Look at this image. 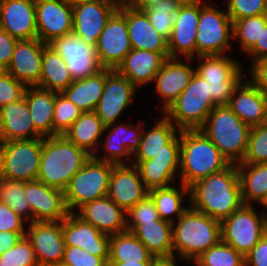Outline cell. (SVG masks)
Segmentation results:
<instances>
[{"mask_svg": "<svg viewBox=\"0 0 267 266\" xmlns=\"http://www.w3.org/2000/svg\"><path fill=\"white\" fill-rule=\"evenodd\" d=\"M189 206L222 222L242 205L237 165L230 163L189 187Z\"/></svg>", "mask_w": 267, "mask_h": 266, "instance_id": "cell-1", "label": "cell"}, {"mask_svg": "<svg viewBox=\"0 0 267 266\" xmlns=\"http://www.w3.org/2000/svg\"><path fill=\"white\" fill-rule=\"evenodd\" d=\"M90 157L64 135L43 137L37 180L64 191Z\"/></svg>", "mask_w": 267, "mask_h": 266, "instance_id": "cell-2", "label": "cell"}, {"mask_svg": "<svg viewBox=\"0 0 267 266\" xmlns=\"http://www.w3.org/2000/svg\"><path fill=\"white\" fill-rule=\"evenodd\" d=\"M230 162L201 129L180 131V182L188 188Z\"/></svg>", "mask_w": 267, "mask_h": 266, "instance_id": "cell-3", "label": "cell"}, {"mask_svg": "<svg viewBox=\"0 0 267 266\" xmlns=\"http://www.w3.org/2000/svg\"><path fill=\"white\" fill-rule=\"evenodd\" d=\"M173 255L193 262L222 240L221 222L189 208L172 224Z\"/></svg>", "mask_w": 267, "mask_h": 266, "instance_id": "cell-4", "label": "cell"}, {"mask_svg": "<svg viewBox=\"0 0 267 266\" xmlns=\"http://www.w3.org/2000/svg\"><path fill=\"white\" fill-rule=\"evenodd\" d=\"M201 130L230 163L242 162L251 127L227 105H216Z\"/></svg>", "mask_w": 267, "mask_h": 266, "instance_id": "cell-5", "label": "cell"}, {"mask_svg": "<svg viewBox=\"0 0 267 266\" xmlns=\"http://www.w3.org/2000/svg\"><path fill=\"white\" fill-rule=\"evenodd\" d=\"M216 104L212 101L209 83L196 73L187 88L164 112V115L181 130L201 129Z\"/></svg>", "mask_w": 267, "mask_h": 266, "instance_id": "cell-6", "label": "cell"}, {"mask_svg": "<svg viewBox=\"0 0 267 266\" xmlns=\"http://www.w3.org/2000/svg\"><path fill=\"white\" fill-rule=\"evenodd\" d=\"M115 164L91 156L72 177L64 190L69 212L83 204L108 195L110 177Z\"/></svg>", "mask_w": 267, "mask_h": 266, "instance_id": "cell-7", "label": "cell"}, {"mask_svg": "<svg viewBox=\"0 0 267 266\" xmlns=\"http://www.w3.org/2000/svg\"><path fill=\"white\" fill-rule=\"evenodd\" d=\"M42 138L0 143L2 177L17 181H34L40 168Z\"/></svg>", "mask_w": 267, "mask_h": 266, "instance_id": "cell-8", "label": "cell"}, {"mask_svg": "<svg viewBox=\"0 0 267 266\" xmlns=\"http://www.w3.org/2000/svg\"><path fill=\"white\" fill-rule=\"evenodd\" d=\"M195 73L209 83L212 101L227 105L234 89L243 80V68L238 61L226 55L198 56Z\"/></svg>", "mask_w": 267, "mask_h": 266, "instance_id": "cell-9", "label": "cell"}, {"mask_svg": "<svg viewBox=\"0 0 267 266\" xmlns=\"http://www.w3.org/2000/svg\"><path fill=\"white\" fill-rule=\"evenodd\" d=\"M233 22L227 12L210 4H200V17L197 26V57L224 55L231 48Z\"/></svg>", "mask_w": 267, "mask_h": 266, "instance_id": "cell-10", "label": "cell"}, {"mask_svg": "<svg viewBox=\"0 0 267 266\" xmlns=\"http://www.w3.org/2000/svg\"><path fill=\"white\" fill-rule=\"evenodd\" d=\"M254 205H242L221 222L222 241L244 257L266 234L265 213L257 214Z\"/></svg>", "mask_w": 267, "mask_h": 266, "instance_id": "cell-11", "label": "cell"}, {"mask_svg": "<svg viewBox=\"0 0 267 266\" xmlns=\"http://www.w3.org/2000/svg\"><path fill=\"white\" fill-rule=\"evenodd\" d=\"M47 45L65 60L73 81L93 76L103 69L96 45L84 43L74 32L55 38Z\"/></svg>", "mask_w": 267, "mask_h": 266, "instance_id": "cell-12", "label": "cell"}, {"mask_svg": "<svg viewBox=\"0 0 267 266\" xmlns=\"http://www.w3.org/2000/svg\"><path fill=\"white\" fill-rule=\"evenodd\" d=\"M97 56L104 69L115 70L132 50L125 16L116 10L108 19L96 44Z\"/></svg>", "mask_w": 267, "mask_h": 266, "instance_id": "cell-13", "label": "cell"}, {"mask_svg": "<svg viewBox=\"0 0 267 266\" xmlns=\"http://www.w3.org/2000/svg\"><path fill=\"white\" fill-rule=\"evenodd\" d=\"M137 88L116 69L106 76L103 94L95 108V113L107 128L116 123L135 97Z\"/></svg>", "mask_w": 267, "mask_h": 266, "instance_id": "cell-14", "label": "cell"}, {"mask_svg": "<svg viewBox=\"0 0 267 266\" xmlns=\"http://www.w3.org/2000/svg\"><path fill=\"white\" fill-rule=\"evenodd\" d=\"M25 236L33 247L39 266L62 262L65 250L62 221L30 222Z\"/></svg>", "mask_w": 267, "mask_h": 266, "instance_id": "cell-15", "label": "cell"}, {"mask_svg": "<svg viewBox=\"0 0 267 266\" xmlns=\"http://www.w3.org/2000/svg\"><path fill=\"white\" fill-rule=\"evenodd\" d=\"M37 38L44 44L73 32V6L69 0H35Z\"/></svg>", "mask_w": 267, "mask_h": 266, "instance_id": "cell-16", "label": "cell"}, {"mask_svg": "<svg viewBox=\"0 0 267 266\" xmlns=\"http://www.w3.org/2000/svg\"><path fill=\"white\" fill-rule=\"evenodd\" d=\"M200 17V4H180L175 21L168 51L170 58H182L193 61L197 57L196 34Z\"/></svg>", "mask_w": 267, "mask_h": 266, "instance_id": "cell-17", "label": "cell"}, {"mask_svg": "<svg viewBox=\"0 0 267 266\" xmlns=\"http://www.w3.org/2000/svg\"><path fill=\"white\" fill-rule=\"evenodd\" d=\"M25 195L33 221H62L69 215L64 191L39 180L25 182Z\"/></svg>", "mask_w": 267, "mask_h": 266, "instance_id": "cell-18", "label": "cell"}, {"mask_svg": "<svg viewBox=\"0 0 267 266\" xmlns=\"http://www.w3.org/2000/svg\"><path fill=\"white\" fill-rule=\"evenodd\" d=\"M148 195L135 165H114L110 177L108 197L126 213Z\"/></svg>", "mask_w": 267, "mask_h": 266, "instance_id": "cell-19", "label": "cell"}, {"mask_svg": "<svg viewBox=\"0 0 267 266\" xmlns=\"http://www.w3.org/2000/svg\"><path fill=\"white\" fill-rule=\"evenodd\" d=\"M65 246H76L109 260L110 236L83 221L74 212L62 220Z\"/></svg>", "mask_w": 267, "mask_h": 266, "instance_id": "cell-20", "label": "cell"}, {"mask_svg": "<svg viewBox=\"0 0 267 266\" xmlns=\"http://www.w3.org/2000/svg\"><path fill=\"white\" fill-rule=\"evenodd\" d=\"M46 45L39 38L18 40L7 73L26 87H39L43 50Z\"/></svg>", "mask_w": 267, "mask_h": 266, "instance_id": "cell-21", "label": "cell"}, {"mask_svg": "<svg viewBox=\"0 0 267 266\" xmlns=\"http://www.w3.org/2000/svg\"><path fill=\"white\" fill-rule=\"evenodd\" d=\"M0 28L18 40L37 38L35 0H0Z\"/></svg>", "mask_w": 267, "mask_h": 266, "instance_id": "cell-22", "label": "cell"}, {"mask_svg": "<svg viewBox=\"0 0 267 266\" xmlns=\"http://www.w3.org/2000/svg\"><path fill=\"white\" fill-rule=\"evenodd\" d=\"M118 10L126 18L132 49L160 52L166 59L170 58L168 41L155 30L143 10L125 4Z\"/></svg>", "mask_w": 267, "mask_h": 266, "instance_id": "cell-23", "label": "cell"}, {"mask_svg": "<svg viewBox=\"0 0 267 266\" xmlns=\"http://www.w3.org/2000/svg\"><path fill=\"white\" fill-rule=\"evenodd\" d=\"M74 213L109 236L127 231L126 212L108 196L87 202Z\"/></svg>", "mask_w": 267, "mask_h": 266, "instance_id": "cell-24", "label": "cell"}, {"mask_svg": "<svg viewBox=\"0 0 267 266\" xmlns=\"http://www.w3.org/2000/svg\"><path fill=\"white\" fill-rule=\"evenodd\" d=\"M182 58H167L157 72L153 82L156 91L161 97L163 106L162 113L179 97L187 88L195 68H191L189 63H183Z\"/></svg>", "mask_w": 267, "mask_h": 266, "instance_id": "cell-25", "label": "cell"}, {"mask_svg": "<svg viewBox=\"0 0 267 266\" xmlns=\"http://www.w3.org/2000/svg\"><path fill=\"white\" fill-rule=\"evenodd\" d=\"M116 124L114 123L108 126L103 131V135L108 132L105 135V142L102 145L104 146L105 153L101 157L100 155H93V157L97 160L120 165L125 164L124 159L133 156L139 149L143 129L139 128V124L136 127H133L134 125L131 123L130 125H123V123Z\"/></svg>", "mask_w": 267, "mask_h": 266, "instance_id": "cell-26", "label": "cell"}, {"mask_svg": "<svg viewBox=\"0 0 267 266\" xmlns=\"http://www.w3.org/2000/svg\"><path fill=\"white\" fill-rule=\"evenodd\" d=\"M73 6V32L84 43L96 45L108 19L122 5L80 3Z\"/></svg>", "mask_w": 267, "mask_h": 266, "instance_id": "cell-27", "label": "cell"}, {"mask_svg": "<svg viewBox=\"0 0 267 266\" xmlns=\"http://www.w3.org/2000/svg\"><path fill=\"white\" fill-rule=\"evenodd\" d=\"M160 151H180V131L164 114L152 128L142 131L139 149L132 157L135 163H143Z\"/></svg>", "mask_w": 267, "mask_h": 266, "instance_id": "cell-28", "label": "cell"}, {"mask_svg": "<svg viewBox=\"0 0 267 266\" xmlns=\"http://www.w3.org/2000/svg\"><path fill=\"white\" fill-rule=\"evenodd\" d=\"M43 138L34 128L24 96L0 108V143Z\"/></svg>", "mask_w": 267, "mask_h": 266, "instance_id": "cell-29", "label": "cell"}, {"mask_svg": "<svg viewBox=\"0 0 267 266\" xmlns=\"http://www.w3.org/2000/svg\"><path fill=\"white\" fill-rule=\"evenodd\" d=\"M266 100L267 97L247 79L234 89L227 106L252 128L265 122Z\"/></svg>", "mask_w": 267, "mask_h": 266, "instance_id": "cell-30", "label": "cell"}, {"mask_svg": "<svg viewBox=\"0 0 267 266\" xmlns=\"http://www.w3.org/2000/svg\"><path fill=\"white\" fill-rule=\"evenodd\" d=\"M133 165L148 190L169 187L176 181V175L179 176L180 151H160L151 160Z\"/></svg>", "mask_w": 267, "mask_h": 266, "instance_id": "cell-31", "label": "cell"}, {"mask_svg": "<svg viewBox=\"0 0 267 266\" xmlns=\"http://www.w3.org/2000/svg\"><path fill=\"white\" fill-rule=\"evenodd\" d=\"M165 60L160 52L132 49L116 70L138 89L154 81Z\"/></svg>", "mask_w": 267, "mask_h": 266, "instance_id": "cell-32", "label": "cell"}, {"mask_svg": "<svg viewBox=\"0 0 267 266\" xmlns=\"http://www.w3.org/2000/svg\"><path fill=\"white\" fill-rule=\"evenodd\" d=\"M24 98L35 130L42 137L53 136L55 92L38 86H28Z\"/></svg>", "mask_w": 267, "mask_h": 266, "instance_id": "cell-33", "label": "cell"}, {"mask_svg": "<svg viewBox=\"0 0 267 266\" xmlns=\"http://www.w3.org/2000/svg\"><path fill=\"white\" fill-rule=\"evenodd\" d=\"M112 69H101L93 76L74 80L62 94L83 112L95 111L103 94L106 76Z\"/></svg>", "mask_w": 267, "mask_h": 266, "instance_id": "cell-34", "label": "cell"}, {"mask_svg": "<svg viewBox=\"0 0 267 266\" xmlns=\"http://www.w3.org/2000/svg\"><path fill=\"white\" fill-rule=\"evenodd\" d=\"M105 127L95 111L82 112L79 118L64 132V136L89 155H96ZM99 142V144H98ZM96 148V150H95ZM92 149V150H91Z\"/></svg>", "mask_w": 267, "mask_h": 266, "instance_id": "cell-35", "label": "cell"}, {"mask_svg": "<svg viewBox=\"0 0 267 266\" xmlns=\"http://www.w3.org/2000/svg\"><path fill=\"white\" fill-rule=\"evenodd\" d=\"M131 233L140 240L154 256L173 255L172 224L165 220L139 223Z\"/></svg>", "mask_w": 267, "mask_h": 266, "instance_id": "cell-36", "label": "cell"}, {"mask_svg": "<svg viewBox=\"0 0 267 266\" xmlns=\"http://www.w3.org/2000/svg\"><path fill=\"white\" fill-rule=\"evenodd\" d=\"M237 170L241 186V198L244 205H252L253 201L261 206L267 200V163H238Z\"/></svg>", "mask_w": 267, "mask_h": 266, "instance_id": "cell-37", "label": "cell"}, {"mask_svg": "<svg viewBox=\"0 0 267 266\" xmlns=\"http://www.w3.org/2000/svg\"><path fill=\"white\" fill-rule=\"evenodd\" d=\"M73 82L65 60L48 45L44 47L39 87L62 93Z\"/></svg>", "mask_w": 267, "mask_h": 266, "instance_id": "cell-38", "label": "cell"}, {"mask_svg": "<svg viewBox=\"0 0 267 266\" xmlns=\"http://www.w3.org/2000/svg\"><path fill=\"white\" fill-rule=\"evenodd\" d=\"M180 189L174 185L169 187L153 188L148 190V195L153 200L159 217L162 220L173 224L176 220L189 208V206H183L182 202L185 196L189 197V188L183 183L180 185Z\"/></svg>", "mask_w": 267, "mask_h": 266, "instance_id": "cell-39", "label": "cell"}, {"mask_svg": "<svg viewBox=\"0 0 267 266\" xmlns=\"http://www.w3.org/2000/svg\"><path fill=\"white\" fill-rule=\"evenodd\" d=\"M154 256L131 232L110 236L108 262H152Z\"/></svg>", "mask_w": 267, "mask_h": 266, "instance_id": "cell-40", "label": "cell"}, {"mask_svg": "<svg viewBox=\"0 0 267 266\" xmlns=\"http://www.w3.org/2000/svg\"><path fill=\"white\" fill-rule=\"evenodd\" d=\"M0 201L8 205L16 214L32 222L30 204L25 195V182L2 178L0 183Z\"/></svg>", "mask_w": 267, "mask_h": 266, "instance_id": "cell-41", "label": "cell"}, {"mask_svg": "<svg viewBox=\"0 0 267 266\" xmlns=\"http://www.w3.org/2000/svg\"><path fill=\"white\" fill-rule=\"evenodd\" d=\"M179 6L180 3L177 0H163L143 10L155 30L167 41L170 39Z\"/></svg>", "mask_w": 267, "mask_h": 266, "instance_id": "cell-42", "label": "cell"}, {"mask_svg": "<svg viewBox=\"0 0 267 266\" xmlns=\"http://www.w3.org/2000/svg\"><path fill=\"white\" fill-rule=\"evenodd\" d=\"M267 24V14L245 17L233 22V40L239 41L241 50L247 53L259 40L261 29Z\"/></svg>", "mask_w": 267, "mask_h": 266, "instance_id": "cell-43", "label": "cell"}, {"mask_svg": "<svg viewBox=\"0 0 267 266\" xmlns=\"http://www.w3.org/2000/svg\"><path fill=\"white\" fill-rule=\"evenodd\" d=\"M197 266H245V257L222 240L194 260Z\"/></svg>", "mask_w": 267, "mask_h": 266, "instance_id": "cell-44", "label": "cell"}, {"mask_svg": "<svg viewBox=\"0 0 267 266\" xmlns=\"http://www.w3.org/2000/svg\"><path fill=\"white\" fill-rule=\"evenodd\" d=\"M82 110L69 101L62 93L55 92L53 136L64 132L79 118Z\"/></svg>", "mask_w": 267, "mask_h": 266, "instance_id": "cell-45", "label": "cell"}, {"mask_svg": "<svg viewBox=\"0 0 267 266\" xmlns=\"http://www.w3.org/2000/svg\"><path fill=\"white\" fill-rule=\"evenodd\" d=\"M243 164L267 163V124L252 127Z\"/></svg>", "mask_w": 267, "mask_h": 266, "instance_id": "cell-46", "label": "cell"}, {"mask_svg": "<svg viewBox=\"0 0 267 266\" xmlns=\"http://www.w3.org/2000/svg\"><path fill=\"white\" fill-rule=\"evenodd\" d=\"M0 266H39L33 247L26 236L0 255Z\"/></svg>", "mask_w": 267, "mask_h": 266, "instance_id": "cell-47", "label": "cell"}, {"mask_svg": "<svg viewBox=\"0 0 267 266\" xmlns=\"http://www.w3.org/2000/svg\"><path fill=\"white\" fill-rule=\"evenodd\" d=\"M160 220L156 206L149 195L126 213V229L131 232L139 223Z\"/></svg>", "mask_w": 267, "mask_h": 266, "instance_id": "cell-48", "label": "cell"}, {"mask_svg": "<svg viewBox=\"0 0 267 266\" xmlns=\"http://www.w3.org/2000/svg\"><path fill=\"white\" fill-rule=\"evenodd\" d=\"M227 10L232 22L245 17L267 14V0H227Z\"/></svg>", "mask_w": 267, "mask_h": 266, "instance_id": "cell-49", "label": "cell"}, {"mask_svg": "<svg viewBox=\"0 0 267 266\" xmlns=\"http://www.w3.org/2000/svg\"><path fill=\"white\" fill-rule=\"evenodd\" d=\"M62 262L70 266H108V261L76 246H65Z\"/></svg>", "mask_w": 267, "mask_h": 266, "instance_id": "cell-50", "label": "cell"}, {"mask_svg": "<svg viewBox=\"0 0 267 266\" xmlns=\"http://www.w3.org/2000/svg\"><path fill=\"white\" fill-rule=\"evenodd\" d=\"M26 86L11 74L0 78V108L20 100L24 96Z\"/></svg>", "mask_w": 267, "mask_h": 266, "instance_id": "cell-51", "label": "cell"}, {"mask_svg": "<svg viewBox=\"0 0 267 266\" xmlns=\"http://www.w3.org/2000/svg\"><path fill=\"white\" fill-rule=\"evenodd\" d=\"M24 221L8 205L0 201V232H26Z\"/></svg>", "mask_w": 267, "mask_h": 266, "instance_id": "cell-52", "label": "cell"}, {"mask_svg": "<svg viewBox=\"0 0 267 266\" xmlns=\"http://www.w3.org/2000/svg\"><path fill=\"white\" fill-rule=\"evenodd\" d=\"M249 81L267 97V57L251 63Z\"/></svg>", "mask_w": 267, "mask_h": 266, "instance_id": "cell-53", "label": "cell"}, {"mask_svg": "<svg viewBox=\"0 0 267 266\" xmlns=\"http://www.w3.org/2000/svg\"><path fill=\"white\" fill-rule=\"evenodd\" d=\"M245 266H267V234L245 256Z\"/></svg>", "mask_w": 267, "mask_h": 266, "instance_id": "cell-54", "label": "cell"}, {"mask_svg": "<svg viewBox=\"0 0 267 266\" xmlns=\"http://www.w3.org/2000/svg\"><path fill=\"white\" fill-rule=\"evenodd\" d=\"M18 39L0 28V64L8 68Z\"/></svg>", "mask_w": 267, "mask_h": 266, "instance_id": "cell-55", "label": "cell"}, {"mask_svg": "<svg viewBox=\"0 0 267 266\" xmlns=\"http://www.w3.org/2000/svg\"><path fill=\"white\" fill-rule=\"evenodd\" d=\"M246 56H250L251 63L267 57V24L261 29L259 40L256 41L254 46L246 53Z\"/></svg>", "mask_w": 267, "mask_h": 266, "instance_id": "cell-56", "label": "cell"}, {"mask_svg": "<svg viewBox=\"0 0 267 266\" xmlns=\"http://www.w3.org/2000/svg\"><path fill=\"white\" fill-rule=\"evenodd\" d=\"M24 236L25 232H0V255L5 253L10 248L14 247Z\"/></svg>", "mask_w": 267, "mask_h": 266, "instance_id": "cell-57", "label": "cell"}, {"mask_svg": "<svg viewBox=\"0 0 267 266\" xmlns=\"http://www.w3.org/2000/svg\"><path fill=\"white\" fill-rule=\"evenodd\" d=\"M161 1L163 0H123V4L135 9L145 10L159 4Z\"/></svg>", "mask_w": 267, "mask_h": 266, "instance_id": "cell-58", "label": "cell"}, {"mask_svg": "<svg viewBox=\"0 0 267 266\" xmlns=\"http://www.w3.org/2000/svg\"><path fill=\"white\" fill-rule=\"evenodd\" d=\"M176 255L154 257L151 266H177Z\"/></svg>", "mask_w": 267, "mask_h": 266, "instance_id": "cell-59", "label": "cell"}, {"mask_svg": "<svg viewBox=\"0 0 267 266\" xmlns=\"http://www.w3.org/2000/svg\"><path fill=\"white\" fill-rule=\"evenodd\" d=\"M72 4L98 3L102 5H123V0H69Z\"/></svg>", "mask_w": 267, "mask_h": 266, "instance_id": "cell-60", "label": "cell"}, {"mask_svg": "<svg viewBox=\"0 0 267 266\" xmlns=\"http://www.w3.org/2000/svg\"><path fill=\"white\" fill-rule=\"evenodd\" d=\"M152 262H108V266H151Z\"/></svg>", "mask_w": 267, "mask_h": 266, "instance_id": "cell-61", "label": "cell"}, {"mask_svg": "<svg viewBox=\"0 0 267 266\" xmlns=\"http://www.w3.org/2000/svg\"><path fill=\"white\" fill-rule=\"evenodd\" d=\"M180 4H206L203 0H177Z\"/></svg>", "mask_w": 267, "mask_h": 266, "instance_id": "cell-62", "label": "cell"}, {"mask_svg": "<svg viewBox=\"0 0 267 266\" xmlns=\"http://www.w3.org/2000/svg\"><path fill=\"white\" fill-rule=\"evenodd\" d=\"M7 74V68L0 64V78Z\"/></svg>", "mask_w": 267, "mask_h": 266, "instance_id": "cell-63", "label": "cell"}, {"mask_svg": "<svg viewBox=\"0 0 267 266\" xmlns=\"http://www.w3.org/2000/svg\"><path fill=\"white\" fill-rule=\"evenodd\" d=\"M265 124H267V100H266V104H265Z\"/></svg>", "mask_w": 267, "mask_h": 266, "instance_id": "cell-64", "label": "cell"}, {"mask_svg": "<svg viewBox=\"0 0 267 266\" xmlns=\"http://www.w3.org/2000/svg\"><path fill=\"white\" fill-rule=\"evenodd\" d=\"M52 266H70V265H67V264H65L63 262H60V263H58L56 265H52Z\"/></svg>", "mask_w": 267, "mask_h": 266, "instance_id": "cell-65", "label": "cell"}, {"mask_svg": "<svg viewBox=\"0 0 267 266\" xmlns=\"http://www.w3.org/2000/svg\"><path fill=\"white\" fill-rule=\"evenodd\" d=\"M265 227H266V234H267V213H265Z\"/></svg>", "mask_w": 267, "mask_h": 266, "instance_id": "cell-66", "label": "cell"}, {"mask_svg": "<svg viewBox=\"0 0 267 266\" xmlns=\"http://www.w3.org/2000/svg\"><path fill=\"white\" fill-rule=\"evenodd\" d=\"M2 173H1V167H0V183H1V181H2Z\"/></svg>", "mask_w": 267, "mask_h": 266, "instance_id": "cell-67", "label": "cell"}, {"mask_svg": "<svg viewBox=\"0 0 267 266\" xmlns=\"http://www.w3.org/2000/svg\"><path fill=\"white\" fill-rule=\"evenodd\" d=\"M265 207V208H267V200L264 202V204L262 205V207Z\"/></svg>", "mask_w": 267, "mask_h": 266, "instance_id": "cell-68", "label": "cell"}]
</instances>
